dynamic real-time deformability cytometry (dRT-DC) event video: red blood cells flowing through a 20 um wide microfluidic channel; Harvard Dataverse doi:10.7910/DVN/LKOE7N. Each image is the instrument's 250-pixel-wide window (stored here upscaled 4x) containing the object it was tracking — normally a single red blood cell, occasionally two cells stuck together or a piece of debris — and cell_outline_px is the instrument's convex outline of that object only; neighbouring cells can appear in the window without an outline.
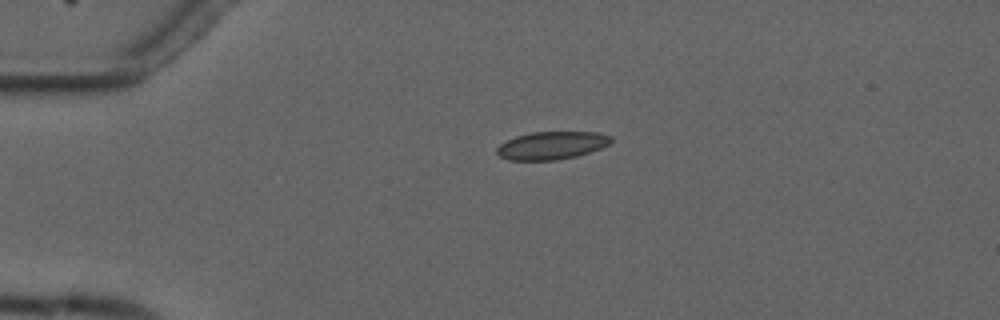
{"species": "common noctule bat (a hibernating species)", "species_latin": "Nyctalus noctula", "temperature_condition": "cold", "stored_images_in_passage": 4, "camera_frame_rate_fps": 3000, "um_per_image_px": 0.085, "animal": {"sex": "male", "forearm_length_mm": 52.5}, "frame": {"image": 1, "passage_image": 3, "time_ms": 2.333, "image_size_px": [1000, 320], "cell_outline_px": [[612, 140], [608, 144], [600, 148], [576, 156], [556, 160], [508, 160], [500, 156], [496, 152], [496, 148], [504, 140], [516, 136], [532, 132], [596, 132], [612, 136]], "centroid_in_image_um": [46.85, 12.36], "position_along_channel_um": 38.1, "area_um2": 18.5}}